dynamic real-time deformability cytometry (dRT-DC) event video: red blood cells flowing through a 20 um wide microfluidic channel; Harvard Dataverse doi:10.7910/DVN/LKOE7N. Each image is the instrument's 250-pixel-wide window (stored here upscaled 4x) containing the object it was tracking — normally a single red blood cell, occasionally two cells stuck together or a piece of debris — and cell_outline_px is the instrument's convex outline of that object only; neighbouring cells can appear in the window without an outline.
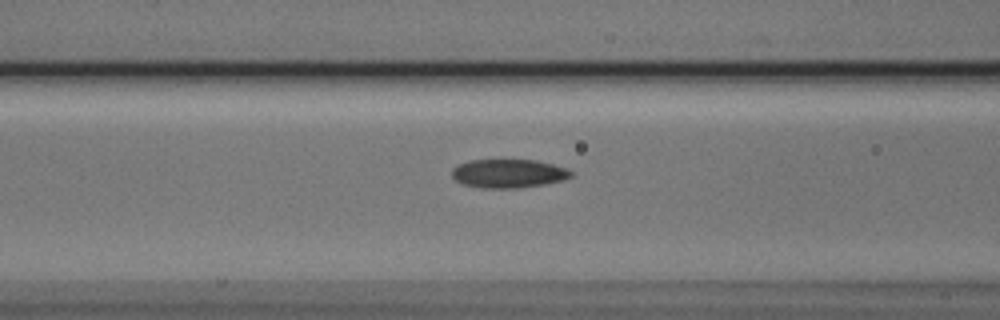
{"species": "Egyptian fruit bat (a non-hibernating species)", "species_latin": "Rousettus aegyptiacus", "temperature_condition": "cold", "stored_images_in_passage": 36, "camera_frame_rate_fps": 3000, "um_per_image_px": 0.085, "animal": {"sex": "male"}, "frame": {"image": 1, "passage_image": 8, "time_ms": 2.333, "image_size_px": [1000, 320], "cell_outline_px": [[572, 176], [564, 180], [544, 184], [516, 188], [480, 188], [464, 184], [456, 180], [452, 176], [452, 168], [456, 164], [472, 160], [536, 160], [568, 168], [572, 172]], "centroid_in_image_um": [43.22, 14.74], "position_along_channel_um": 123.4, "area_um2": 19.94}}
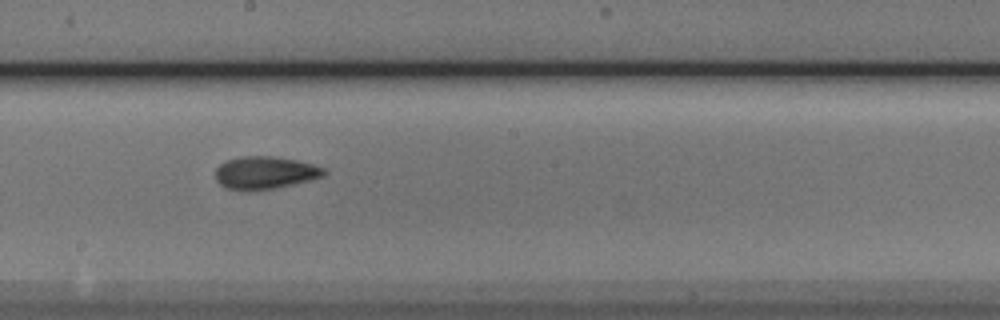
{"frame": {"image": 2, "passage_image": 16, "time_ms": 5.0, "image_size_px": [1000, 320], "cell_outline_px": [[328, 172], [324, 176], [276, 188], [256, 192], [240, 192], [224, 188], [216, 180], [216, 168], [220, 164], [228, 160], [244, 156], [272, 156], [296, 160], [312, 164], [324, 168]], "centroid_in_image_um": [22.49, 14.72], "position_along_channel_um": 225.7, "area_um2": 20.98}}
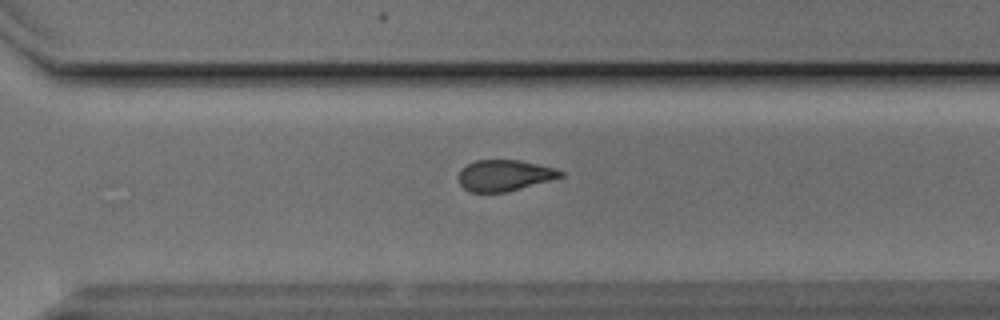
{"frame": {"image": 3, "passage_image": 24, "time_ms": 7.667, "image_size_px": [1000, 320], "cell_outline_px": [[564, 176], [504, 192], [468, 192], [460, 184], [460, 168], [476, 160], [520, 160], [556, 168], [564, 172]], "centroid_in_image_um": [42.87, 14.9], "position_along_channel_um": 327.7, "area_um2": 18.26}}